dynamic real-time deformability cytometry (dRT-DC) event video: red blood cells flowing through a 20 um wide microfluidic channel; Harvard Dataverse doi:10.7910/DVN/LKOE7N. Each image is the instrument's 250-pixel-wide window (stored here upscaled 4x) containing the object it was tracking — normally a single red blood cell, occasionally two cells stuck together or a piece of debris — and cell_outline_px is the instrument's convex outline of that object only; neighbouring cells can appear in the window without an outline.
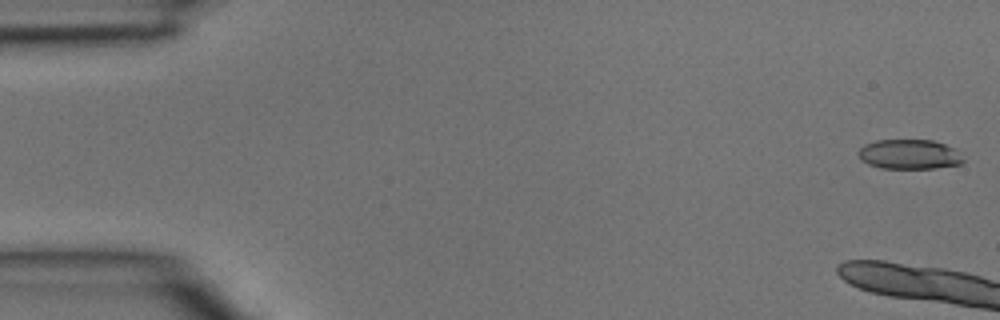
{"species": "common noctule bat (a hibernating species)", "species_latin": "Nyctalus noctula", "temperature_condition": "room temperature", "stored_images_in_passage": 5, "camera_frame_rate_fps": 3000, "um_per_image_px": 0.085, "animal": {"sex": "male", "body_mass_g": 15.6}, "frame": {"image": 1, "passage_image": 1, "time_ms": 0.0, "image_size_px": [1000, 320], "cell_outline_px": [[964, 160], [960, 164], [932, 168], [880, 168], [868, 164], [860, 160], [860, 148], [864, 144], [876, 140], [932, 140], [956, 148]], "centroid_in_image_um": [77.29, 13.11], "position_along_channel_um": 7.7, "area_um2": 18.09}}